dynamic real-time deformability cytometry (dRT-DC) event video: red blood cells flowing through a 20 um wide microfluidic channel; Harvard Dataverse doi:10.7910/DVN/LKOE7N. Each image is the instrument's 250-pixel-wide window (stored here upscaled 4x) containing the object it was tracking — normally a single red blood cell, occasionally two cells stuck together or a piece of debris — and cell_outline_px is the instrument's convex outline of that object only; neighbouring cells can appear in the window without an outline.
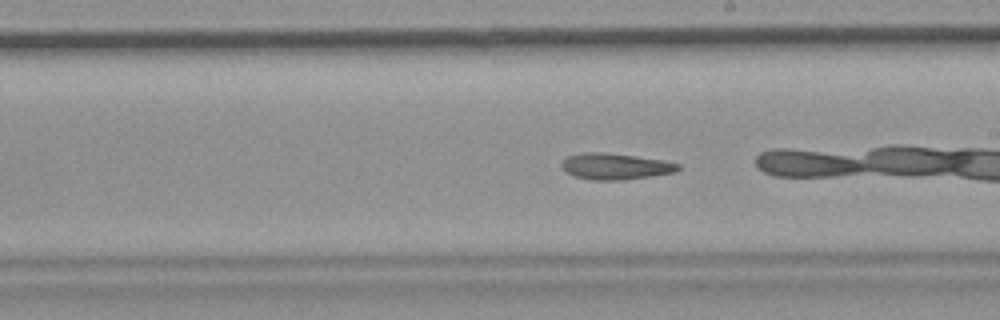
{"species": "common noctule bat (a hibernating species)", "species_latin": "Nyctalus noctula", "temperature_condition": "room temperature", "stored_images_in_passage": 45, "camera_frame_rate_fps": 3000, "um_per_image_px": 0.085, "animal": {"sex": "female", "body_mass_g": 19.9}, "frame": {"image": 1, "passage_image": 26, "time_ms": 8.333, "image_size_px": [1000, 320], "cell_outline_px": [[680, 168], [676, 172], [624, 180], [592, 180], [572, 176], [560, 164], [568, 156], [584, 152], [604, 152], [664, 160], [680, 164]], "centroid_in_image_um": [52.31, 14.14], "position_along_channel_um": 236.7, "area_um2": 17.74}}